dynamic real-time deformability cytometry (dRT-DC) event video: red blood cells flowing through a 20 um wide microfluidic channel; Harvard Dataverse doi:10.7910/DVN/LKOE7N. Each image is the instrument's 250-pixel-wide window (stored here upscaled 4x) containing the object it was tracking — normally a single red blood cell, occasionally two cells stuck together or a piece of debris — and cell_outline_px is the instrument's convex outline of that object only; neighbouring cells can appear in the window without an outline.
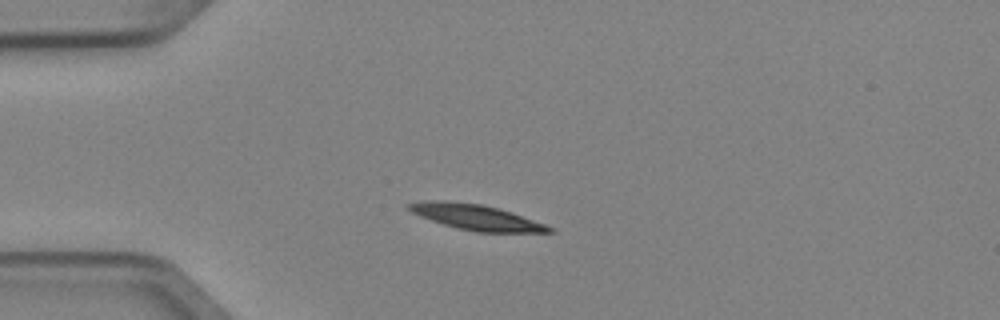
{"species": "Egyptian fruit bat (a non-hibernating species)", "species_latin": "Rousettus aegyptiacus", "temperature_condition": "cold", "stored_images_in_passage": 2, "camera_frame_rate_fps": 3000, "um_per_image_px": 0.085, "animal": {"sex": "female"}, "frame": {"image": 1, "passage_image": 2, "time_ms": 0.333, "image_size_px": [1000, 320], "cell_outline_px": [[556, 232], [476, 232], [456, 228], [420, 216], [412, 212], [404, 204], [424, 200], [444, 200], [484, 204], [500, 208], [512, 212], [556, 228]], "centroid_in_image_um": [40.49, 18.45], "position_along_channel_um": 44.5, "area_um2": 21.04}}